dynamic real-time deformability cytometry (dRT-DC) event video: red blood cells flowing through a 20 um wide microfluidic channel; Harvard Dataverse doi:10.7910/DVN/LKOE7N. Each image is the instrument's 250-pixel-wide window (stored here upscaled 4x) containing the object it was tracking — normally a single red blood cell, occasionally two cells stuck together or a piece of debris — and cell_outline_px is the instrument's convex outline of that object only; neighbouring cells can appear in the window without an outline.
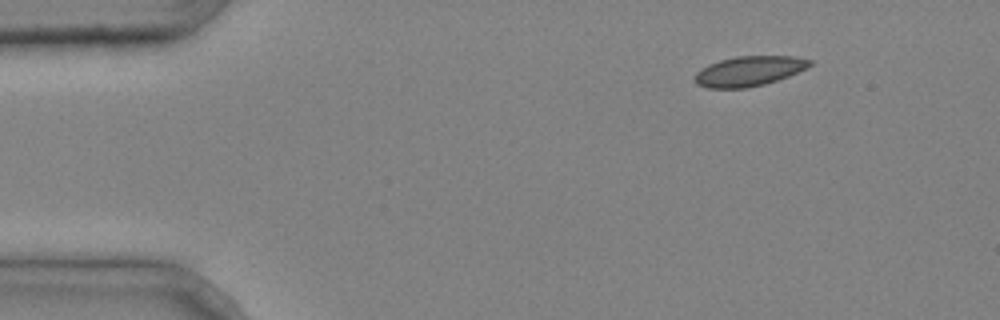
{"species": "common noctule bat (a hibernating species)", "species_latin": "Nyctalus noctula", "temperature_condition": "cold", "stored_images_in_passage": 3, "camera_frame_rate_fps": 3000, "um_per_image_px": 0.085, "animal": {"sex": "male", "body_mass_g": 20.4}, "frame": {"image": 1, "passage_image": 1, "time_ms": 0.0, "image_size_px": [1000, 320], "cell_outline_px": [[812, 64], [808, 68], [788, 76], [764, 84], [748, 88], [708, 88], [696, 84], [696, 72], [700, 68], [708, 64], [720, 60], [736, 56], [792, 56], [812, 60]], "centroid_in_image_um": [63.67, 6.04], "position_along_channel_um": 21.3, "area_um2": 20.06}}
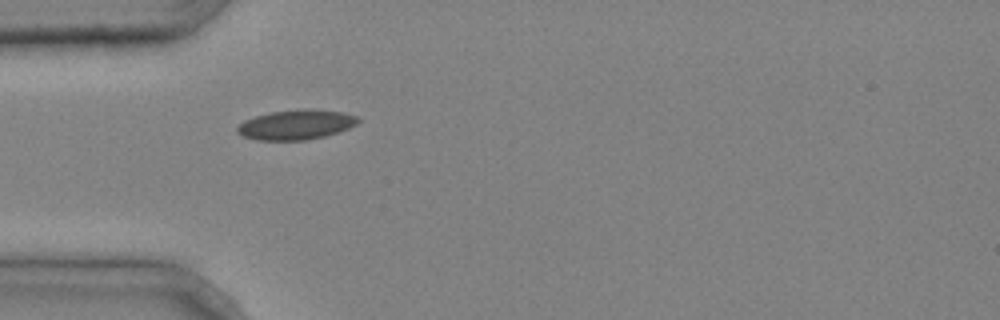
{"frame": {"image": 2, "passage_image": 3, "time_ms": 0.667, "image_size_px": [1000, 320], "cell_outline_px": [[360, 120], [356, 124], [340, 132], [308, 140], [256, 140], [244, 136], [236, 132], [236, 128], [244, 120], [256, 116], [272, 112], [304, 108], [308, 108], [340, 112], [360, 116]], "centroid_in_image_um": [25.19, 10.6], "position_along_channel_um": 59.8, "area_um2": 21.04}}